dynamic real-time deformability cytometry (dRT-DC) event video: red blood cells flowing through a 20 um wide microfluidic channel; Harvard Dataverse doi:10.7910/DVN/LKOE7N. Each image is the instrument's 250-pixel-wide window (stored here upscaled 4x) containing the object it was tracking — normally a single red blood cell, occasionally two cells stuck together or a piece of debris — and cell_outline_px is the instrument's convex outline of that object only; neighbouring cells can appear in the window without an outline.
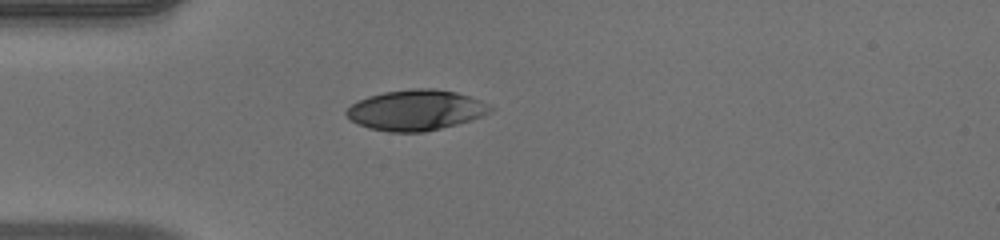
{"species": "human", "species_latin": "Homo sapiens", "temperature_condition": "warm", "stored_images_in_passage": 38, "camera_frame_rate_fps": 3000, "um_per_image_px": 0.085, "donor": {"sex": "male"}, "frame": {"image": 1, "passage_image": 1, "time_ms": 0.0, "image_size_px": [1000, 240], "cell_outline_px": [[496, 108], [484, 116], [456, 124], [424, 132], [388, 132], [368, 128], [356, 124], [344, 112], [352, 104], [368, 96], [384, 92], [412, 88], [432, 88], [456, 92], [480, 100]], "centroid_in_image_um": [35.36, 9.36], "position_along_channel_um": 49.6, "area_um2": 33.99}}
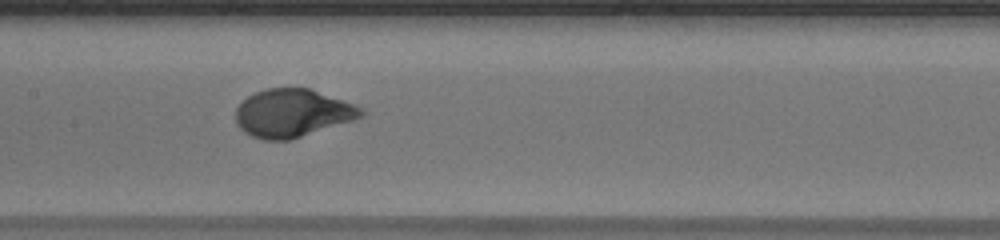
{"frame": {"image": 2, "passage_image": 12, "time_ms": 3.667, "image_size_px": [1000, 240], "cell_outline_px": [[364, 116], [352, 120], [288, 140], [264, 140], [252, 136], [244, 132], [236, 124], [236, 108], [248, 96], [256, 92], [268, 88], [308, 88], [356, 104], [364, 112]], "centroid_in_image_um": [24.84, 9.61], "position_along_channel_um": 182.6, "area_um2": 34.68}}
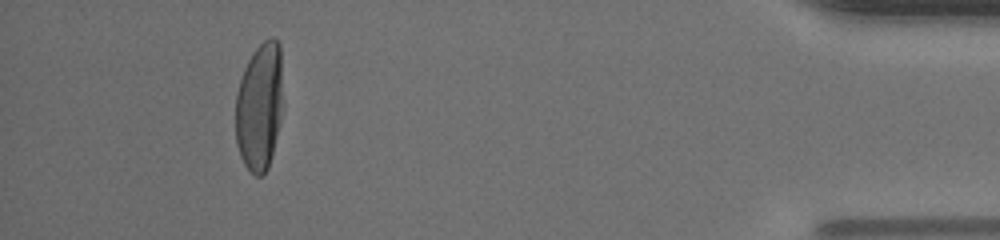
{"frame": {"image": 3, "passage_image": 34, "time_ms": 11.0, "image_size_px": [1000, 240], "cell_outline_px": [[280, 120], [268, 168], [260, 176], [256, 176], [244, 164], [240, 156], [236, 144], [236, 92], [244, 68], [252, 52], [264, 40], [272, 36], [280, 44]], "centroid_in_image_um": [22.01, 9.05], "position_along_channel_um": 413.2, "area_um2": 34.62}, "authors_computed_cell_mechanics": {"area_um2": 35.5759, "velocity_mm_per_s": 3.9836, "shape_relaxation_time_tau1_ms": 3.2861, "shape_relaxation_time_tau2_ms": null, "deformation_change_tau1": 0.225, "deformation_change_tau2": null}}